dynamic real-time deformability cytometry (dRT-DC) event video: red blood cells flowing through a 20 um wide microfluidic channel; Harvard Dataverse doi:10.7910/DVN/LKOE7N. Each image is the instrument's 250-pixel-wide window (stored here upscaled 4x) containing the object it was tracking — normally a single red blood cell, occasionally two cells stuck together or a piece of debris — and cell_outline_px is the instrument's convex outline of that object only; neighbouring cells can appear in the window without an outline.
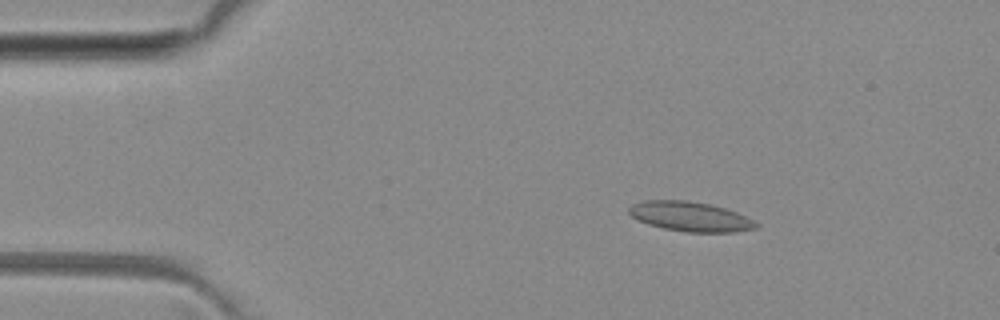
{"species": "common noctule bat (a hibernating species)", "species_latin": "Nyctalus noctula", "temperature_condition": "room temperature", "stored_images_in_passage": 4, "camera_frame_rate_fps": 3000, "um_per_image_px": 0.085, "animal": {"sex": "female", "body_mass_g": 29.2, "forearm_length_mm": 56.3}, "frame": {"image": 1, "passage_image": 2, "time_ms": 1.0, "image_size_px": [1000, 320], "cell_outline_px": [[760, 224], [756, 228], [736, 232], [688, 232], [664, 228], [648, 224], [632, 216], [628, 212], [628, 208], [632, 204], [644, 200], [688, 200], [708, 204], [724, 208], [736, 212]], "centroid_in_image_um": [58.66, 18.4], "position_along_channel_um": 26.3, "area_um2": 21.79}}
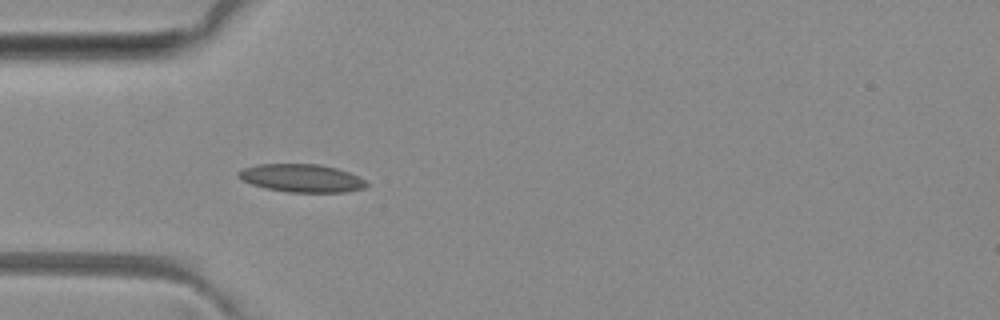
{"frame": {"image": 2, "passage_image": 4, "time_ms": 3.333, "image_size_px": [1000, 320], "cell_outline_px": [[368, 184], [364, 188], [344, 192], [288, 192], [264, 188], [240, 180], [236, 176], [236, 172], [244, 168], [260, 164], [320, 164], [336, 168], [348, 172], [364, 180]], "centroid_in_image_um": [25.58, 15.14], "position_along_channel_um": 59.4, "area_um2": 20.87}}